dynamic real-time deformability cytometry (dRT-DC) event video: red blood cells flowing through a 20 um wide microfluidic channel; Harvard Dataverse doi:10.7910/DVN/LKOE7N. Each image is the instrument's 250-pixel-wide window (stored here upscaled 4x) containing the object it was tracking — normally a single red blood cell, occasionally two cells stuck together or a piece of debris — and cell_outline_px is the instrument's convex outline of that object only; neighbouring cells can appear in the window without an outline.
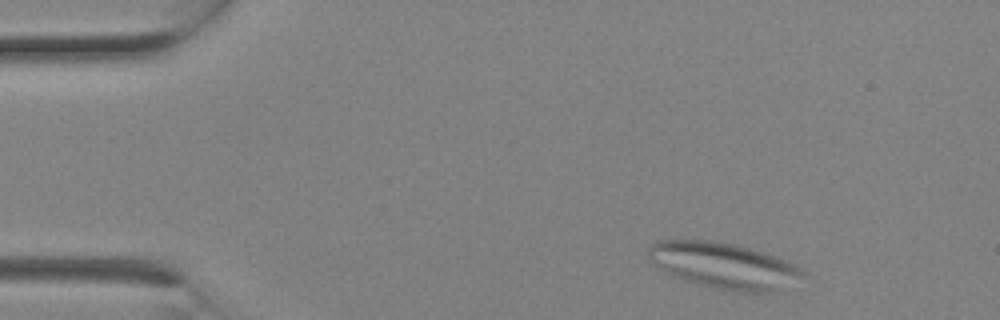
{"species": "Egyptian fruit bat (a non-hibernating species)", "species_latin": "Rousettus aegyptiacus", "temperature_condition": "room temperature", "stored_images_in_passage": 1, "camera_frame_rate_fps": 3000, "um_per_image_px": 0.085, "animal": {"sex": "female"}, "frame": {"image": 1, "passage_image": 1, "time_ms": 0.0, "image_size_px": [1000, 320], "cell_outline_px": [[808, 272], [804, 276], [768, 292], [720, 292], [672, 276], [664, 272], [652, 264], [648, 260], [648, 248], [656, 240], [712, 240], [732, 244], [764, 252], [784, 260]], "centroid_in_image_um": [61.41, 22.58], "position_along_channel_um": 23.6, "area_um2": 41.56}}